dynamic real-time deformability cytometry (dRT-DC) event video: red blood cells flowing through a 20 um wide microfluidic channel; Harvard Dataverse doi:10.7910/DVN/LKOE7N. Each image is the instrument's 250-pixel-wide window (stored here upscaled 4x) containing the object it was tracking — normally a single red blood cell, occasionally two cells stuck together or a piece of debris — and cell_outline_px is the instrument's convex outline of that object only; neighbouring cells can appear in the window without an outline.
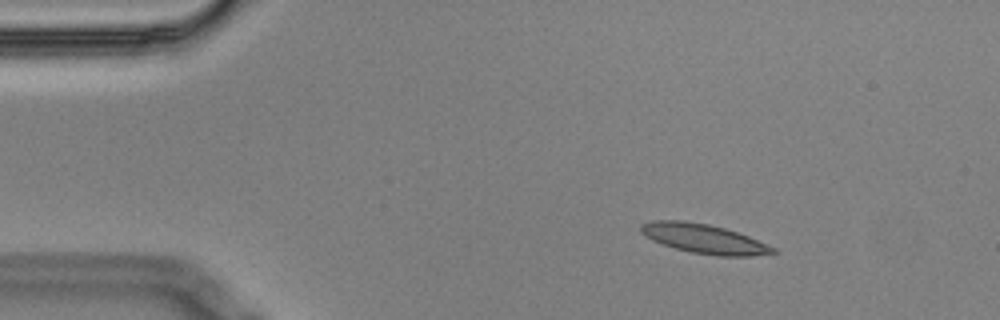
{"species": "Egyptian fruit bat (a non-hibernating species)", "species_latin": "Rousettus aegyptiacus", "temperature_condition": "cold", "stored_images_in_passage": 6, "camera_frame_rate_fps": 3000, "um_per_image_px": 0.085, "animal": {"sex": "male"}, "frame": {"image": 1, "passage_image": 3, "time_ms": 0.667, "image_size_px": [1000, 320], "cell_outline_px": [[780, 252], [752, 256], [716, 256], [692, 252], [676, 248], [652, 240], [644, 236], [640, 232], [640, 224], [652, 220], [684, 220], [708, 224], [724, 228], [748, 236], [776, 248]], "centroid_in_image_um": [59.83, 20.29], "position_along_channel_um": 25.2, "area_um2": 22.6}}